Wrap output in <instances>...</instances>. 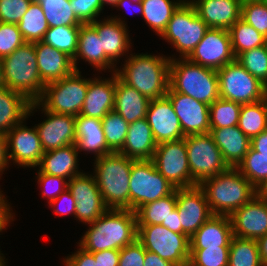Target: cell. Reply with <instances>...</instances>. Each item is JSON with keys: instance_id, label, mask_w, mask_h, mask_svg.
I'll return each instance as SVG.
<instances>
[{"instance_id": "1", "label": "cell", "mask_w": 267, "mask_h": 266, "mask_svg": "<svg viewBox=\"0 0 267 266\" xmlns=\"http://www.w3.org/2000/svg\"><path fill=\"white\" fill-rule=\"evenodd\" d=\"M79 246L87 252L107 249L120 250L137 240L136 214L128 209H108L96 221L89 224Z\"/></svg>"}, {"instance_id": "2", "label": "cell", "mask_w": 267, "mask_h": 266, "mask_svg": "<svg viewBox=\"0 0 267 266\" xmlns=\"http://www.w3.org/2000/svg\"><path fill=\"white\" fill-rule=\"evenodd\" d=\"M130 55L122 69L116 68L117 77L150 100L166 96L169 90L171 57L148 53Z\"/></svg>"}, {"instance_id": "3", "label": "cell", "mask_w": 267, "mask_h": 266, "mask_svg": "<svg viewBox=\"0 0 267 266\" xmlns=\"http://www.w3.org/2000/svg\"><path fill=\"white\" fill-rule=\"evenodd\" d=\"M205 192L213 215L230 216L250 201L258 190L239 172L229 167L199 185Z\"/></svg>"}, {"instance_id": "4", "label": "cell", "mask_w": 267, "mask_h": 266, "mask_svg": "<svg viewBox=\"0 0 267 266\" xmlns=\"http://www.w3.org/2000/svg\"><path fill=\"white\" fill-rule=\"evenodd\" d=\"M134 161L119 152L95 159L93 175L108 209L129 210L130 173Z\"/></svg>"}, {"instance_id": "5", "label": "cell", "mask_w": 267, "mask_h": 266, "mask_svg": "<svg viewBox=\"0 0 267 266\" xmlns=\"http://www.w3.org/2000/svg\"><path fill=\"white\" fill-rule=\"evenodd\" d=\"M3 86L37 102L45 83L39 75L34 43L25 42L10 55L2 58Z\"/></svg>"}, {"instance_id": "6", "label": "cell", "mask_w": 267, "mask_h": 266, "mask_svg": "<svg viewBox=\"0 0 267 266\" xmlns=\"http://www.w3.org/2000/svg\"><path fill=\"white\" fill-rule=\"evenodd\" d=\"M169 87L208 105L220 98L217 70L192 63L187 58H171Z\"/></svg>"}, {"instance_id": "7", "label": "cell", "mask_w": 267, "mask_h": 266, "mask_svg": "<svg viewBox=\"0 0 267 266\" xmlns=\"http://www.w3.org/2000/svg\"><path fill=\"white\" fill-rule=\"evenodd\" d=\"M80 73V70H75L61 80L46 84L38 102L53 113L79 115L89 84V79Z\"/></svg>"}, {"instance_id": "8", "label": "cell", "mask_w": 267, "mask_h": 266, "mask_svg": "<svg viewBox=\"0 0 267 266\" xmlns=\"http://www.w3.org/2000/svg\"><path fill=\"white\" fill-rule=\"evenodd\" d=\"M186 1L173 13L165 31L160 36L176 48L181 58H187L191 54L209 29L198 16L194 6Z\"/></svg>"}, {"instance_id": "9", "label": "cell", "mask_w": 267, "mask_h": 266, "mask_svg": "<svg viewBox=\"0 0 267 266\" xmlns=\"http://www.w3.org/2000/svg\"><path fill=\"white\" fill-rule=\"evenodd\" d=\"M176 188L156 169L152 160H135L132 163L129 185V210L172 194Z\"/></svg>"}, {"instance_id": "10", "label": "cell", "mask_w": 267, "mask_h": 266, "mask_svg": "<svg viewBox=\"0 0 267 266\" xmlns=\"http://www.w3.org/2000/svg\"><path fill=\"white\" fill-rule=\"evenodd\" d=\"M137 226V240L145 250L177 266H188L190 238L186 234L173 232L162 225Z\"/></svg>"}, {"instance_id": "11", "label": "cell", "mask_w": 267, "mask_h": 266, "mask_svg": "<svg viewBox=\"0 0 267 266\" xmlns=\"http://www.w3.org/2000/svg\"><path fill=\"white\" fill-rule=\"evenodd\" d=\"M184 138L192 187L229 168L210 132L186 135Z\"/></svg>"}, {"instance_id": "12", "label": "cell", "mask_w": 267, "mask_h": 266, "mask_svg": "<svg viewBox=\"0 0 267 266\" xmlns=\"http://www.w3.org/2000/svg\"><path fill=\"white\" fill-rule=\"evenodd\" d=\"M220 98L241 105L267 98V86L252 76L237 60L217 70Z\"/></svg>"}, {"instance_id": "13", "label": "cell", "mask_w": 267, "mask_h": 266, "mask_svg": "<svg viewBox=\"0 0 267 266\" xmlns=\"http://www.w3.org/2000/svg\"><path fill=\"white\" fill-rule=\"evenodd\" d=\"M152 161L175 188L192 187L185 138L157 144Z\"/></svg>"}, {"instance_id": "14", "label": "cell", "mask_w": 267, "mask_h": 266, "mask_svg": "<svg viewBox=\"0 0 267 266\" xmlns=\"http://www.w3.org/2000/svg\"><path fill=\"white\" fill-rule=\"evenodd\" d=\"M195 64L219 70L235 60L228 30L209 28L202 40L187 57Z\"/></svg>"}, {"instance_id": "15", "label": "cell", "mask_w": 267, "mask_h": 266, "mask_svg": "<svg viewBox=\"0 0 267 266\" xmlns=\"http://www.w3.org/2000/svg\"><path fill=\"white\" fill-rule=\"evenodd\" d=\"M68 190L76 201L75 218L91 224L103 215L106 207L93 175L81 173L68 181Z\"/></svg>"}, {"instance_id": "16", "label": "cell", "mask_w": 267, "mask_h": 266, "mask_svg": "<svg viewBox=\"0 0 267 266\" xmlns=\"http://www.w3.org/2000/svg\"><path fill=\"white\" fill-rule=\"evenodd\" d=\"M176 208L182 234L189 238L213 215L204 190L199 186L176 188Z\"/></svg>"}, {"instance_id": "17", "label": "cell", "mask_w": 267, "mask_h": 266, "mask_svg": "<svg viewBox=\"0 0 267 266\" xmlns=\"http://www.w3.org/2000/svg\"><path fill=\"white\" fill-rule=\"evenodd\" d=\"M23 123L24 120L6 133L9 162L34 168L39 165L44 150L36 127L28 128Z\"/></svg>"}, {"instance_id": "18", "label": "cell", "mask_w": 267, "mask_h": 266, "mask_svg": "<svg viewBox=\"0 0 267 266\" xmlns=\"http://www.w3.org/2000/svg\"><path fill=\"white\" fill-rule=\"evenodd\" d=\"M229 217L234 236L258 240L267 234V198L258 193Z\"/></svg>"}, {"instance_id": "19", "label": "cell", "mask_w": 267, "mask_h": 266, "mask_svg": "<svg viewBox=\"0 0 267 266\" xmlns=\"http://www.w3.org/2000/svg\"><path fill=\"white\" fill-rule=\"evenodd\" d=\"M46 120L35 125L44 152L58 149L71 144H76L75 116L70 114H57L46 110L38 101L35 108L40 109Z\"/></svg>"}, {"instance_id": "20", "label": "cell", "mask_w": 267, "mask_h": 266, "mask_svg": "<svg viewBox=\"0 0 267 266\" xmlns=\"http://www.w3.org/2000/svg\"><path fill=\"white\" fill-rule=\"evenodd\" d=\"M166 96L171 101L185 136L210 132L208 104L199 102L190 96L175 92L170 87Z\"/></svg>"}, {"instance_id": "21", "label": "cell", "mask_w": 267, "mask_h": 266, "mask_svg": "<svg viewBox=\"0 0 267 266\" xmlns=\"http://www.w3.org/2000/svg\"><path fill=\"white\" fill-rule=\"evenodd\" d=\"M146 120L157 144L185 137L180 120L167 96L150 100Z\"/></svg>"}, {"instance_id": "22", "label": "cell", "mask_w": 267, "mask_h": 266, "mask_svg": "<svg viewBox=\"0 0 267 266\" xmlns=\"http://www.w3.org/2000/svg\"><path fill=\"white\" fill-rule=\"evenodd\" d=\"M209 28H229L240 18L242 0H190Z\"/></svg>"}, {"instance_id": "23", "label": "cell", "mask_w": 267, "mask_h": 266, "mask_svg": "<svg viewBox=\"0 0 267 266\" xmlns=\"http://www.w3.org/2000/svg\"><path fill=\"white\" fill-rule=\"evenodd\" d=\"M124 22L115 16L103 21L96 19L90 23L101 37L102 50L114 64L119 60L118 58L124 56L126 52L128 53L132 46Z\"/></svg>"}, {"instance_id": "24", "label": "cell", "mask_w": 267, "mask_h": 266, "mask_svg": "<svg viewBox=\"0 0 267 266\" xmlns=\"http://www.w3.org/2000/svg\"><path fill=\"white\" fill-rule=\"evenodd\" d=\"M115 89V72L108 79L90 78L80 114L102 119L108 112L114 109Z\"/></svg>"}, {"instance_id": "25", "label": "cell", "mask_w": 267, "mask_h": 266, "mask_svg": "<svg viewBox=\"0 0 267 266\" xmlns=\"http://www.w3.org/2000/svg\"><path fill=\"white\" fill-rule=\"evenodd\" d=\"M39 75L45 84L61 80L75 71L73 59L50 45L34 43Z\"/></svg>"}, {"instance_id": "26", "label": "cell", "mask_w": 267, "mask_h": 266, "mask_svg": "<svg viewBox=\"0 0 267 266\" xmlns=\"http://www.w3.org/2000/svg\"><path fill=\"white\" fill-rule=\"evenodd\" d=\"M78 58L85 60V62L88 61L97 70L111 69L113 72L116 71V64L105 55L102 50L101 37L90 23L80 25L77 51L73 59V64L77 71H79L76 66L78 65Z\"/></svg>"}, {"instance_id": "27", "label": "cell", "mask_w": 267, "mask_h": 266, "mask_svg": "<svg viewBox=\"0 0 267 266\" xmlns=\"http://www.w3.org/2000/svg\"><path fill=\"white\" fill-rule=\"evenodd\" d=\"M210 133L228 167L236 168L251 147V140L238 126L210 128Z\"/></svg>"}, {"instance_id": "28", "label": "cell", "mask_w": 267, "mask_h": 266, "mask_svg": "<svg viewBox=\"0 0 267 266\" xmlns=\"http://www.w3.org/2000/svg\"><path fill=\"white\" fill-rule=\"evenodd\" d=\"M35 102L12 89L0 87V134L27 119L35 110Z\"/></svg>"}, {"instance_id": "29", "label": "cell", "mask_w": 267, "mask_h": 266, "mask_svg": "<svg viewBox=\"0 0 267 266\" xmlns=\"http://www.w3.org/2000/svg\"><path fill=\"white\" fill-rule=\"evenodd\" d=\"M233 237L230 217L226 215H212L190 237V249L230 246Z\"/></svg>"}, {"instance_id": "30", "label": "cell", "mask_w": 267, "mask_h": 266, "mask_svg": "<svg viewBox=\"0 0 267 266\" xmlns=\"http://www.w3.org/2000/svg\"><path fill=\"white\" fill-rule=\"evenodd\" d=\"M157 143L146 118L129 123L124 146L119 153L134 160H152Z\"/></svg>"}, {"instance_id": "31", "label": "cell", "mask_w": 267, "mask_h": 266, "mask_svg": "<svg viewBox=\"0 0 267 266\" xmlns=\"http://www.w3.org/2000/svg\"><path fill=\"white\" fill-rule=\"evenodd\" d=\"M75 124L78 151L94 152L95 158L113 152L107 146L101 119L79 114L75 116Z\"/></svg>"}, {"instance_id": "32", "label": "cell", "mask_w": 267, "mask_h": 266, "mask_svg": "<svg viewBox=\"0 0 267 266\" xmlns=\"http://www.w3.org/2000/svg\"><path fill=\"white\" fill-rule=\"evenodd\" d=\"M78 153L76 144L44 152L38 165L39 171L51 176H60L69 181L82 173L78 171Z\"/></svg>"}, {"instance_id": "33", "label": "cell", "mask_w": 267, "mask_h": 266, "mask_svg": "<svg viewBox=\"0 0 267 266\" xmlns=\"http://www.w3.org/2000/svg\"><path fill=\"white\" fill-rule=\"evenodd\" d=\"M150 99L121 81L116 74L114 111L128 123L146 118Z\"/></svg>"}, {"instance_id": "34", "label": "cell", "mask_w": 267, "mask_h": 266, "mask_svg": "<svg viewBox=\"0 0 267 266\" xmlns=\"http://www.w3.org/2000/svg\"><path fill=\"white\" fill-rule=\"evenodd\" d=\"M185 0H141L143 6L142 17L158 36L165 31L173 13Z\"/></svg>"}, {"instance_id": "35", "label": "cell", "mask_w": 267, "mask_h": 266, "mask_svg": "<svg viewBox=\"0 0 267 266\" xmlns=\"http://www.w3.org/2000/svg\"><path fill=\"white\" fill-rule=\"evenodd\" d=\"M251 140L267 129V98L241 106L237 125Z\"/></svg>"}, {"instance_id": "36", "label": "cell", "mask_w": 267, "mask_h": 266, "mask_svg": "<svg viewBox=\"0 0 267 266\" xmlns=\"http://www.w3.org/2000/svg\"><path fill=\"white\" fill-rule=\"evenodd\" d=\"M25 42L35 43L42 41L49 29L45 14L35 0L31 2L26 13L17 24Z\"/></svg>"}, {"instance_id": "37", "label": "cell", "mask_w": 267, "mask_h": 266, "mask_svg": "<svg viewBox=\"0 0 267 266\" xmlns=\"http://www.w3.org/2000/svg\"><path fill=\"white\" fill-rule=\"evenodd\" d=\"M176 208V190L161 199L139 207L136 211L137 225H161Z\"/></svg>"}, {"instance_id": "38", "label": "cell", "mask_w": 267, "mask_h": 266, "mask_svg": "<svg viewBox=\"0 0 267 266\" xmlns=\"http://www.w3.org/2000/svg\"><path fill=\"white\" fill-rule=\"evenodd\" d=\"M232 51L235 58L241 53L265 45L266 37L239 18L230 28Z\"/></svg>"}, {"instance_id": "39", "label": "cell", "mask_w": 267, "mask_h": 266, "mask_svg": "<svg viewBox=\"0 0 267 266\" xmlns=\"http://www.w3.org/2000/svg\"><path fill=\"white\" fill-rule=\"evenodd\" d=\"M228 266H265L257 240L234 236L229 247Z\"/></svg>"}, {"instance_id": "40", "label": "cell", "mask_w": 267, "mask_h": 266, "mask_svg": "<svg viewBox=\"0 0 267 266\" xmlns=\"http://www.w3.org/2000/svg\"><path fill=\"white\" fill-rule=\"evenodd\" d=\"M40 4L49 27L83 24L71 10L70 0H35Z\"/></svg>"}, {"instance_id": "41", "label": "cell", "mask_w": 267, "mask_h": 266, "mask_svg": "<svg viewBox=\"0 0 267 266\" xmlns=\"http://www.w3.org/2000/svg\"><path fill=\"white\" fill-rule=\"evenodd\" d=\"M79 31L80 26L49 27L42 42L74 59L77 51Z\"/></svg>"}, {"instance_id": "42", "label": "cell", "mask_w": 267, "mask_h": 266, "mask_svg": "<svg viewBox=\"0 0 267 266\" xmlns=\"http://www.w3.org/2000/svg\"><path fill=\"white\" fill-rule=\"evenodd\" d=\"M236 168L258 191L267 182V156L251 147Z\"/></svg>"}, {"instance_id": "43", "label": "cell", "mask_w": 267, "mask_h": 266, "mask_svg": "<svg viewBox=\"0 0 267 266\" xmlns=\"http://www.w3.org/2000/svg\"><path fill=\"white\" fill-rule=\"evenodd\" d=\"M101 120L107 146L113 152H119L124 146L129 123L114 110L108 112Z\"/></svg>"}, {"instance_id": "44", "label": "cell", "mask_w": 267, "mask_h": 266, "mask_svg": "<svg viewBox=\"0 0 267 266\" xmlns=\"http://www.w3.org/2000/svg\"><path fill=\"white\" fill-rule=\"evenodd\" d=\"M241 104L218 98L209 105L210 128H226L237 126Z\"/></svg>"}, {"instance_id": "45", "label": "cell", "mask_w": 267, "mask_h": 266, "mask_svg": "<svg viewBox=\"0 0 267 266\" xmlns=\"http://www.w3.org/2000/svg\"><path fill=\"white\" fill-rule=\"evenodd\" d=\"M252 76L267 86V48L266 45L247 50L236 58Z\"/></svg>"}, {"instance_id": "46", "label": "cell", "mask_w": 267, "mask_h": 266, "mask_svg": "<svg viewBox=\"0 0 267 266\" xmlns=\"http://www.w3.org/2000/svg\"><path fill=\"white\" fill-rule=\"evenodd\" d=\"M240 18L267 38V0H243Z\"/></svg>"}, {"instance_id": "47", "label": "cell", "mask_w": 267, "mask_h": 266, "mask_svg": "<svg viewBox=\"0 0 267 266\" xmlns=\"http://www.w3.org/2000/svg\"><path fill=\"white\" fill-rule=\"evenodd\" d=\"M229 247L218 246L204 249H190L188 266H228Z\"/></svg>"}, {"instance_id": "48", "label": "cell", "mask_w": 267, "mask_h": 266, "mask_svg": "<svg viewBox=\"0 0 267 266\" xmlns=\"http://www.w3.org/2000/svg\"><path fill=\"white\" fill-rule=\"evenodd\" d=\"M25 43L17 24L0 22V58L13 53Z\"/></svg>"}, {"instance_id": "49", "label": "cell", "mask_w": 267, "mask_h": 266, "mask_svg": "<svg viewBox=\"0 0 267 266\" xmlns=\"http://www.w3.org/2000/svg\"><path fill=\"white\" fill-rule=\"evenodd\" d=\"M33 0H0V22L18 24Z\"/></svg>"}, {"instance_id": "50", "label": "cell", "mask_w": 267, "mask_h": 266, "mask_svg": "<svg viewBox=\"0 0 267 266\" xmlns=\"http://www.w3.org/2000/svg\"><path fill=\"white\" fill-rule=\"evenodd\" d=\"M70 4L71 10L83 24L94 22L104 9L100 0H70Z\"/></svg>"}, {"instance_id": "51", "label": "cell", "mask_w": 267, "mask_h": 266, "mask_svg": "<svg viewBox=\"0 0 267 266\" xmlns=\"http://www.w3.org/2000/svg\"><path fill=\"white\" fill-rule=\"evenodd\" d=\"M37 182L42 185L43 192L42 197L49 199V204L56 199L62 192H64L66 189H68V181L66 182L65 178L60 176H51L45 173H41L39 170L37 172Z\"/></svg>"}, {"instance_id": "52", "label": "cell", "mask_w": 267, "mask_h": 266, "mask_svg": "<svg viewBox=\"0 0 267 266\" xmlns=\"http://www.w3.org/2000/svg\"><path fill=\"white\" fill-rule=\"evenodd\" d=\"M145 248L136 240L134 243L120 249L119 266H143Z\"/></svg>"}, {"instance_id": "53", "label": "cell", "mask_w": 267, "mask_h": 266, "mask_svg": "<svg viewBox=\"0 0 267 266\" xmlns=\"http://www.w3.org/2000/svg\"><path fill=\"white\" fill-rule=\"evenodd\" d=\"M59 203V204H58ZM63 207L61 208V206L56 207L58 205H62ZM50 206H53L55 209L53 210L54 213H56L58 216H65V215H69V214H73L75 217V210H76V201L74 199V197L72 196L71 192L66 189L64 192H62L56 199H54L50 204ZM65 205V207H64Z\"/></svg>"}, {"instance_id": "54", "label": "cell", "mask_w": 267, "mask_h": 266, "mask_svg": "<svg viewBox=\"0 0 267 266\" xmlns=\"http://www.w3.org/2000/svg\"><path fill=\"white\" fill-rule=\"evenodd\" d=\"M65 266H98L94 255L85 251L82 247L64 260Z\"/></svg>"}, {"instance_id": "55", "label": "cell", "mask_w": 267, "mask_h": 266, "mask_svg": "<svg viewBox=\"0 0 267 266\" xmlns=\"http://www.w3.org/2000/svg\"><path fill=\"white\" fill-rule=\"evenodd\" d=\"M90 253L94 255L98 266H119L120 250L107 249Z\"/></svg>"}, {"instance_id": "56", "label": "cell", "mask_w": 267, "mask_h": 266, "mask_svg": "<svg viewBox=\"0 0 267 266\" xmlns=\"http://www.w3.org/2000/svg\"><path fill=\"white\" fill-rule=\"evenodd\" d=\"M10 206L6 200V197L0 191V232L6 229V226L13 220V213L10 210Z\"/></svg>"}, {"instance_id": "57", "label": "cell", "mask_w": 267, "mask_h": 266, "mask_svg": "<svg viewBox=\"0 0 267 266\" xmlns=\"http://www.w3.org/2000/svg\"><path fill=\"white\" fill-rule=\"evenodd\" d=\"M251 148L267 156V129L251 139Z\"/></svg>"}, {"instance_id": "58", "label": "cell", "mask_w": 267, "mask_h": 266, "mask_svg": "<svg viewBox=\"0 0 267 266\" xmlns=\"http://www.w3.org/2000/svg\"><path fill=\"white\" fill-rule=\"evenodd\" d=\"M9 166L8 147H7V136L0 134V176L3 171Z\"/></svg>"}, {"instance_id": "59", "label": "cell", "mask_w": 267, "mask_h": 266, "mask_svg": "<svg viewBox=\"0 0 267 266\" xmlns=\"http://www.w3.org/2000/svg\"><path fill=\"white\" fill-rule=\"evenodd\" d=\"M143 266H177L169 261L162 259L158 254L145 250Z\"/></svg>"}, {"instance_id": "60", "label": "cell", "mask_w": 267, "mask_h": 266, "mask_svg": "<svg viewBox=\"0 0 267 266\" xmlns=\"http://www.w3.org/2000/svg\"><path fill=\"white\" fill-rule=\"evenodd\" d=\"M161 225L165 226L166 228H168L173 232L182 233V226L177 208H175L174 211L170 214L166 222H162Z\"/></svg>"}, {"instance_id": "61", "label": "cell", "mask_w": 267, "mask_h": 266, "mask_svg": "<svg viewBox=\"0 0 267 266\" xmlns=\"http://www.w3.org/2000/svg\"><path fill=\"white\" fill-rule=\"evenodd\" d=\"M130 3L131 4L133 3L134 5H131ZM130 5L131 6H137V10H138L137 12H140L141 15L143 14V6L141 3V0H118L117 3L114 5V7H116V8L117 7H119V8L125 7V9H126V7L129 8ZM134 10H136V9H134Z\"/></svg>"}, {"instance_id": "62", "label": "cell", "mask_w": 267, "mask_h": 266, "mask_svg": "<svg viewBox=\"0 0 267 266\" xmlns=\"http://www.w3.org/2000/svg\"><path fill=\"white\" fill-rule=\"evenodd\" d=\"M262 262L267 266V234L257 240Z\"/></svg>"}, {"instance_id": "63", "label": "cell", "mask_w": 267, "mask_h": 266, "mask_svg": "<svg viewBox=\"0 0 267 266\" xmlns=\"http://www.w3.org/2000/svg\"><path fill=\"white\" fill-rule=\"evenodd\" d=\"M100 1H101V3H102L103 7H104L106 4H108V5L112 6V7H114V5L117 3L118 0H100Z\"/></svg>"}, {"instance_id": "64", "label": "cell", "mask_w": 267, "mask_h": 266, "mask_svg": "<svg viewBox=\"0 0 267 266\" xmlns=\"http://www.w3.org/2000/svg\"><path fill=\"white\" fill-rule=\"evenodd\" d=\"M258 193L267 198V182L265 183V185L258 191Z\"/></svg>"}, {"instance_id": "65", "label": "cell", "mask_w": 267, "mask_h": 266, "mask_svg": "<svg viewBox=\"0 0 267 266\" xmlns=\"http://www.w3.org/2000/svg\"><path fill=\"white\" fill-rule=\"evenodd\" d=\"M3 86V78H2V59L0 58V87Z\"/></svg>"}, {"instance_id": "66", "label": "cell", "mask_w": 267, "mask_h": 266, "mask_svg": "<svg viewBox=\"0 0 267 266\" xmlns=\"http://www.w3.org/2000/svg\"><path fill=\"white\" fill-rule=\"evenodd\" d=\"M4 260H5V257L3 256V254L0 251V266H5L6 265V262Z\"/></svg>"}]
</instances>
